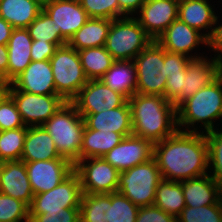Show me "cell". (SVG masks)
I'll return each instance as SVG.
<instances>
[{"label": "cell", "instance_id": "6da1fadb", "mask_svg": "<svg viewBox=\"0 0 222 222\" xmlns=\"http://www.w3.org/2000/svg\"><path fill=\"white\" fill-rule=\"evenodd\" d=\"M162 179L183 181L209 173L205 133L177 130L154 144V154Z\"/></svg>", "mask_w": 222, "mask_h": 222}, {"label": "cell", "instance_id": "7a4b0ae2", "mask_svg": "<svg viewBox=\"0 0 222 222\" xmlns=\"http://www.w3.org/2000/svg\"><path fill=\"white\" fill-rule=\"evenodd\" d=\"M128 102L132 117V135L155 144L178 130L177 108L165 97L135 93Z\"/></svg>", "mask_w": 222, "mask_h": 222}, {"label": "cell", "instance_id": "3957f363", "mask_svg": "<svg viewBox=\"0 0 222 222\" xmlns=\"http://www.w3.org/2000/svg\"><path fill=\"white\" fill-rule=\"evenodd\" d=\"M221 118L222 73L177 107V126L181 131L196 133L214 131L222 128L219 127L222 123ZM216 120L221 122L218 123Z\"/></svg>", "mask_w": 222, "mask_h": 222}, {"label": "cell", "instance_id": "277c9868", "mask_svg": "<svg viewBox=\"0 0 222 222\" xmlns=\"http://www.w3.org/2000/svg\"><path fill=\"white\" fill-rule=\"evenodd\" d=\"M61 157L75 164L80 160L84 118L71 102H65L43 125Z\"/></svg>", "mask_w": 222, "mask_h": 222}, {"label": "cell", "instance_id": "5b68a950", "mask_svg": "<svg viewBox=\"0 0 222 222\" xmlns=\"http://www.w3.org/2000/svg\"><path fill=\"white\" fill-rule=\"evenodd\" d=\"M151 42L139 22L127 16L112 20L105 48L115 61H133Z\"/></svg>", "mask_w": 222, "mask_h": 222}, {"label": "cell", "instance_id": "8992f818", "mask_svg": "<svg viewBox=\"0 0 222 222\" xmlns=\"http://www.w3.org/2000/svg\"><path fill=\"white\" fill-rule=\"evenodd\" d=\"M162 180L155 158L120 172L117 192L138 207L154 205L155 193Z\"/></svg>", "mask_w": 222, "mask_h": 222}, {"label": "cell", "instance_id": "52a82bcc", "mask_svg": "<svg viewBox=\"0 0 222 222\" xmlns=\"http://www.w3.org/2000/svg\"><path fill=\"white\" fill-rule=\"evenodd\" d=\"M55 89L65 102H71L89 81L78 51L68 44L58 47L50 58Z\"/></svg>", "mask_w": 222, "mask_h": 222}, {"label": "cell", "instance_id": "ba28073f", "mask_svg": "<svg viewBox=\"0 0 222 222\" xmlns=\"http://www.w3.org/2000/svg\"><path fill=\"white\" fill-rule=\"evenodd\" d=\"M133 61L137 76L136 93L164 97L167 75L163 47L152 40Z\"/></svg>", "mask_w": 222, "mask_h": 222}, {"label": "cell", "instance_id": "9c48e42d", "mask_svg": "<svg viewBox=\"0 0 222 222\" xmlns=\"http://www.w3.org/2000/svg\"><path fill=\"white\" fill-rule=\"evenodd\" d=\"M83 191L78 175L73 172L52 190L35 194L29 206V215L59 214L66 208H80Z\"/></svg>", "mask_w": 222, "mask_h": 222}, {"label": "cell", "instance_id": "30bf717a", "mask_svg": "<svg viewBox=\"0 0 222 222\" xmlns=\"http://www.w3.org/2000/svg\"><path fill=\"white\" fill-rule=\"evenodd\" d=\"M74 172L80 179L84 194L117 192L120 172L102 157L77 161Z\"/></svg>", "mask_w": 222, "mask_h": 222}, {"label": "cell", "instance_id": "8fae6325", "mask_svg": "<svg viewBox=\"0 0 222 222\" xmlns=\"http://www.w3.org/2000/svg\"><path fill=\"white\" fill-rule=\"evenodd\" d=\"M9 96L15 102L25 126H42L65 103L59 95H37L18 91L11 85Z\"/></svg>", "mask_w": 222, "mask_h": 222}, {"label": "cell", "instance_id": "7c38bea8", "mask_svg": "<svg viewBox=\"0 0 222 222\" xmlns=\"http://www.w3.org/2000/svg\"><path fill=\"white\" fill-rule=\"evenodd\" d=\"M156 41L165 51L170 53L183 54L190 59L205 57L200 52L198 53L197 50L201 49L199 48L201 44L203 47L207 46V38L203 35V33L189 27L178 18L166 28Z\"/></svg>", "mask_w": 222, "mask_h": 222}, {"label": "cell", "instance_id": "4fadbf2b", "mask_svg": "<svg viewBox=\"0 0 222 222\" xmlns=\"http://www.w3.org/2000/svg\"><path fill=\"white\" fill-rule=\"evenodd\" d=\"M128 99L100 80H89L71 101L80 115H89L122 106Z\"/></svg>", "mask_w": 222, "mask_h": 222}, {"label": "cell", "instance_id": "5bb4252c", "mask_svg": "<svg viewBox=\"0 0 222 222\" xmlns=\"http://www.w3.org/2000/svg\"><path fill=\"white\" fill-rule=\"evenodd\" d=\"M25 167L34 195L52 190L74 172V164L66 158L25 162Z\"/></svg>", "mask_w": 222, "mask_h": 222}, {"label": "cell", "instance_id": "9a60e30c", "mask_svg": "<svg viewBox=\"0 0 222 222\" xmlns=\"http://www.w3.org/2000/svg\"><path fill=\"white\" fill-rule=\"evenodd\" d=\"M179 0L146 1L134 15L146 34L152 39L158 37L178 18Z\"/></svg>", "mask_w": 222, "mask_h": 222}, {"label": "cell", "instance_id": "2e32d148", "mask_svg": "<svg viewBox=\"0 0 222 222\" xmlns=\"http://www.w3.org/2000/svg\"><path fill=\"white\" fill-rule=\"evenodd\" d=\"M154 144L146 139L130 135L124 137L111 151L102 156L119 172L153 158Z\"/></svg>", "mask_w": 222, "mask_h": 222}, {"label": "cell", "instance_id": "e0dca14e", "mask_svg": "<svg viewBox=\"0 0 222 222\" xmlns=\"http://www.w3.org/2000/svg\"><path fill=\"white\" fill-rule=\"evenodd\" d=\"M42 9L54 20L57 32L66 42L90 18L79 0H52Z\"/></svg>", "mask_w": 222, "mask_h": 222}, {"label": "cell", "instance_id": "ac0fdd59", "mask_svg": "<svg viewBox=\"0 0 222 222\" xmlns=\"http://www.w3.org/2000/svg\"><path fill=\"white\" fill-rule=\"evenodd\" d=\"M18 91L37 95H57L50 60L31 61L26 69L11 81Z\"/></svg>", "mask_w": 222, "mask_h": 222}, {"label": "cell", "instance_id": "d6986e66", "mask_svg": "<svg viewBox=\"0 0 222 222\" xmlns=\"http://www.w3.org/2000/svg\"><path fill=\"white\" fill-rule=\"evenodd\" d=\"M221 62L205 56L191 59L186 66V78L182 87V102L213 82L220 74Z\"/></svg>", "mask_w": 222, "mask_h": 222}, {"label": "cell", "instance_id": "ffe728a7", "mask_svg": "<svg viewBox=\"0 0 222 222\" xmlns=\"http://www.w3.org/2000/svg\"><path fill=\"white\" fill-rule=\"evenodd\" d=\"M0 192L31 205L34 193L30 186L25 162L4 161L0 177Z\"/></svg>", "mask_w": 222, "mask_h": 222}, {"label": "cell", "instance_id": "44dd1931", "mask_svg": "<svg viewBox=\"0 0 222 222\" xmlns=\"http://www.w3.org/2000/svg\"><path fill=\"white\" fill-rule=\"evenodd\" d=\"M81 116L88 129L113 131L123 137L132 135V117L128 100L118 108Z\"/></svg>", "mask_w": 222, "mask_h": 222}, {"label": "cell", "instance_id": "7402d4cb", "mask_svg": "<svg viewBox=\"0 0 222 222\" xmlns=\"http://www.w3.org/2000/svg\"><path fill=\"white\" fill-rule=\"evenodd\" d=\"M211 0H179L178 19L208 38L218 15ZM209 29V30H208ZM208 30V31H207Z\"/></svg>", "mask_w": 222, "mask_h": 222}, {"label": "cell", "instance_id": "603a6c76", "mask_svg": "<svg viewBox=\"0 0 222 222\" xmlns=\"http://www.w3.org/2000/svg\"><path fill=\"white\" fill-rule=\"evenodd\" d=\"M186 206L200 207L216 204L222 198V186L210 174L182 181Z\"/></svg>", "mask_w": 222, "mask_h": 222}, {"label": "cell", "instance_id": "cb8c5ba5", "mask_svg": "<svg viewBox=\"0 0 222 222\" xmlns=\"http://www.w3.org/2000/svg\"><path fill=\"white\" fill-rule=\"evenodd\" d=\"M61 157L52 136L43 126L27 127L21 161H46Z\"/></svg>", "mask_w": 222, "mask_h": 222}, {"label": "cell", "instance_id": "d4e9b609", "mask_svg": "<svg viewBox=\"0 0 222 222\" xmlns=\"http://www.w3.org/2000/svg\"><path fill=\"white\" fill-rule=\"evenodd\" d=\"M33 39L26 28L13 29L7 43L8 69L7 81L11 82L31 63Z\"/></svg>", "mask_w": 222, "mask_h": 222}, {"label": "cell", "instance_id": "484cf974", "mask_svg": "<svg viewBox=\"0 0 222 222\" xmlns=\"http://www.w3.org/2000/svg\"><path fill=\"white\" fill-rule=\"evenodd\" d=\"M99 80L111 90L117 91L130 99L136 93L137 85L134 61H114Z\"/></svg>", "mask_w": 222, "mask_h": 222}, {"label": "cell", "instance_id": "4316f807", "mask_svg": "<svg viewBox=\"0 0 222 222\" xmlns=\"http://www.w3.org/2000/svg\"><path fill=\"white\" fill-rule=\"evenodd\" d=\"M111 19L89 18L67 44L77 51L105 46Z\"/></svg>", "mask_w": 222, "mask_h": 222}, {"label": "cell", "instance_id": "83f0119b", "mask_svg": "<svg viewBox=\"0 0 222 222\" xmlns=\"http://www.w3.org/2000/svg\"><path fill=\"white\" fill-rule=\"evenodd\" d=\"M42 7L33 0H0V17L16 28H27Z\"/></svg>", "mask_w": 222, "mask_h": 222}, {"label": "cell", "instance_id": "f1b7e54d", "mask_svg": "<svg viewBox=\"0 0 222 222\" xmlns=\"http://www.w3.org/2000/svg\"><path fill=\"white\" fill-rule=\"evenodd\" d=\"M123 138L120 133L92 130L85 126L82 136L80 160L102 157L117 146Z\"/></svg>", "mask_w": 222, "mask_h": 222}, {"label": "cell", "instance_id": "f546056e", "mask_svg": "<svg viewBox=\"0 0 222 222\" xmlns=\"http://www.w3.org/2000/svg\"><path fill=\"white\" fill-rule=\"evenodd\" d=\"M154 205L177 218L186 207L182 181L162 179L156 189Z\"/></svg>", "mask_w": 222, "mask_h": 222}, {"label": "cell", "instance_id": "4dcf8cb0", "mask_svg": "<svg viewBox=\"0 0 222 222\" xmlns=\"http://www.w3.org/2000/svg\"><path fill=\"white\" fill-rule=\"evenodd\" d=\"M78 54L88 80H99L115 61L105 46L82 49Z\"/></svg>", "mask_w": 222, "mask_h": 222}, {"label": "cell", "instance_id": "1f68e13d", "mask_svg": "<svg viewBox=\"0 0 222 222\" xmlns=\"http://www.w3.org/2000/svg\"><path fill=\"white\" fill-rule=\"evenodd\" d=\"M109 193L84 194L80 205V222H108Z\"/></svg>", "mask_w": 222, "mask_h": 222}, {"label": "cell", "instance_id": "d6a6232c", "mask_svg": "<svg viewBox=\"0 0 222 222\" xmlns=\"http://www.w3.org/2000/svg\"><path fill=\"white\" fill-rule=\"evenodd\" d=\"M26 29L33 40L53 43L57 48L67 44L57 32L54 20L43 9Z\"/></svg>", "mask_w": 222, "mask_h": 222}, {"label": "cell", "instance_id": "836d02e7", "mask_svg": "<svg viewBox=\"0 0 222 222\" xmlns=\"http://www.w3.org/2000/svg\"><path fill=\"white\" fill-rule=\"evenodd\" d=\"M27 126L0 131V161H18L24 148Z\"/></svg>", "mask_w": 222, "mask_h": 222}, {"label": "cell", "instance_id": "e575fe53", "mask_svg": "<svg viewBox=\"0 0 222 222\" xmlns=\"http://www.w3.org/2000/svg\"><path fill=\"white\" fill-rule=\"evenodd\" d=\"M139 208L119 192L109 193L108 222H136Z\"/></svg>", "mask_w": 222, "mask_h": 222}, {"label": "cell", "instance_id": "d590c367", "mask_svg": "<svg viewBox=\"0 0 222 222\" xmlns=\"http://www.w3.org/2000/svg\"><path fill=\"white\" fill-rule=\"evenodd\" d=\"M210 176L222 186V128L205 133Z\"/></svg>", "mask_w": 222, "mask_h": 222}, {"label": "cell", "instance_id": "8d00e7d4", "mask_svg": "<svg viewBox=\"0 0 222 222\" xmlns=\"http://www.w3.org/2000/svg\"><path fill=\"white\" fill-rule=\"evenodd\" d=\"M176 220L177 222H222V198L213 205L186 206Z\"/></svg>", "mask_w": 222, "mask_h": 222}, {"label": "cell", "instance_id": "74e56055", "mask_svg": "<svg viewBox=\"0 0 222 222\" xmlns=\"http://www.w3.org/2000/svg\"><path fill=\"white\" fill-rule=\"evenodd\" d=\"M0 222H29V206L0 192Z\"/></svg>", "mask_w": 222, "mask_h": 222}, {"label": "cell", "instance_id": "f35d334b", "mask_svg": "<svg viewBox=\"0 0 222 222\" xmlns=\"http://www.w3.org/2000/svg\"><path fill=\"white\" fill-rule=\"evenodd\" d=\"M79 2L91 18L119 19L118 0H79Z\"/></svg>", "mask_w": 222, "mask_h": 222}, {"label": "cell", "instance_id": "ab89813d", "mask_svg": "<svg viewBox=\"0 0 222 222\" xmlns=\"http://www.w3.org/2000/svg\"><path fill=\"white\" fill-rule=\"evenodd\" d=\"M15 102L8 96L0 105V131L24 127Z\"/></svg>", "mask_w": 222, "mask_h": 222}, {"label": "cell", "instance_id": "60d3db41", "mask_svg": "<svg viewBox=\"0 0 222 222\" xmlns=\"http://www.w3.org/2000/svg\"><path fill=\"white\" fill-rule=\"evenodd\" d=\"M186 78V71L181 74L167 76L165 98L177 108L182 103V87Z\"/></svg>", "mask_w": 222, "mask_h": 222}, {"label": "cell", "instance_id": "b9f144b4", "mask_svg": "<svg viewBox=\"0 0 222 222\" xmlns=\"http://www.w3.org/2000/svg\"><path fill=\"white\" fill-rule=\"evenodd\" d=\"M29 222H80V208H66L57 215L43 213L41 215H29Z\"/></svg>", "mask_w": 222, "mask_h": 222}, {"label": "cell", "instance_id": "7bdbcfd3", "mask_svg": "<svg viewBox=\"0 0 222 222\" xmlns=\"http://www.w3.org/2000/svg\"><path fill=\"white\" fill-rule=\"evenodd\" d=\"M136 222H177V220L157 206L150 205L139 208Z\"/></svg>", "mask_w": 222, "mask_h": 222}, {"label": "cell", "instance_id": "ee69618b", "mask_svg": "<svg viewBox=\"0 0 222 222\" xmlns=\"http://www.w3.org/2000/svg\"><path fill=\"white\" fill-rule=\"evenodd\" d=\"M190 58L177 53H170L164 50V64H166V75L181 74L186 71V66L190 62Z\"/></svg>", "mask_w": 222, "mask_h": 222}, {"label": "cell", "instance_id": "f6af8a7d", "mask_svg": "<svg viewBox=\"0 0 222 222\" xmlns=\"http://www.w3.org/2000/svg\"><path fill=\"white\" fill-rule=\"evenodd\" d=\"M219 17L218 15L213 30L207 38V48H209V51H214V58L222 63V22H220Z\"/></svg>", "mask_w": 222, "mask_h": 222}, {"label": "cell", "instance_id": "bcb514c9", "mask_svg": "<svg viewBox=\"0 0 222 222\" xmlns=\"http://www.w3.org/2000/svg\"><path fill=\"white\" fill-rule=\"evenodd\" d=\"M57 47L53 43L33 40L31 46V61L50 60Z\"/></svg>", "mask_w": 222, "mask_h": 222}, {"label": "cell", "instance_id": "7dc6e473", "mask_svg": "<svg viewBox=\"0 0 222 222\" xmlns=\"http://www.w3.org/2000/svg\"><path fill=\"white\" fill-rule=\"evenodd\" d=\"M118 2L119 18H124L127 16L134 17L146 0H118Z\"/></svg>", "mask_w": 222, "mask_h": 222}, {"label": "cell", "instance_id": "c3c4849f", "mask_svg": "<svg viewBox=\"0 0 222 222\" xmlns=\"http://www.w3.org/2000/svg\"><path fill=\"white\" fill-rule=\"evenodd\" d=\"M8 48L0 44V79L7 81Z\"/></svg>", "mask_w": 222, "mask_h": 222}, {"label": "cell", "instance_id": "681fc988", "mask_svg": "<svg viewBox=\"0 0 222 222\" xmlns=\"http://www.w3.org/2000/svg\"><path fill=\"white\" fill-rule=\"evenodd\" d=\"M13 26L7 23L3 18L0 17V44L7 45L11 33L13 31Z\"/></svg>", "mask_w": 222, "mask_h": 222}, {"label": "cell", "instance_id": "f907efd6", "mask_svg": "<svg viewBox=\"0 0 222 222\" xmlns=\"http://www.w3.org/2000/svg\"><path fill=\"white\" fill-rule=\"evenodd\" d=\"M11 82L0 79V105L9 96Z\"/></svg>", "mask_w": 222, "mask_h": 222}, {"label": "cell", "instance_id": "816d5d0a", "mask_svg": "<svg viewBox=\"0 0 222 222\" xmlns=\"http://www.w3.org/2000/svg\"><path fill=\"white\" fill-rule=\"evenodd\" d=\"M35 1L38 5H40L42 8L46 5H48L52 0H33Z\"/></svg>", "mask_w": 222, "mask_h": 222}, {"label": "cell", "instance_id": "f5cc1de1", "mask_svg": "<svg viewBox=\"0 0 222 222\" xmlns=\"http://www.w3.org/2000/svg\"><path fill=\"white\" fill-rule=\"evenodd\" d=\"M2 169H3V162L0 161V177H1V172H2Z\"/></svg>", "mask_w": 222, "mask_h": 222}]
</instances>
